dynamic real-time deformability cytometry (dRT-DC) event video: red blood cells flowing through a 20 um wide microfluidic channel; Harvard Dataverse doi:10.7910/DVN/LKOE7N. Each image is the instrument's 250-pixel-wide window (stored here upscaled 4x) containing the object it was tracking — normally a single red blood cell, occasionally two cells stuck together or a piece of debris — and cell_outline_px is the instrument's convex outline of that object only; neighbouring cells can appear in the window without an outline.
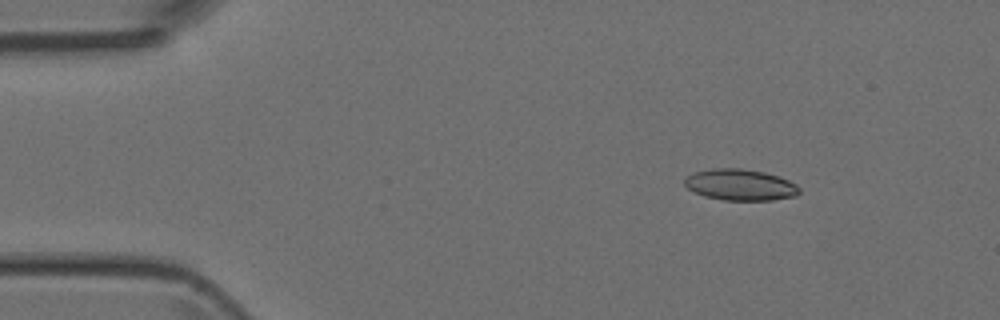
{"species": "Egyptian fruit bat (a non-hibernating species)", "species_latin": "Rousettus aegyptiacus", "temperature_condition": "room temperature", "stored_images_in_passage": 4, "camera_frame_rate_fps": 3000, "um_per_image_px": 0.085, "animal": {"sex": "female"}, "frame": {"image": 1, "passage_image": 2, "time_ms": 1.0, "image_size_px": [1000, 320], "cell_outline_px": [[800, 192], [796, 196], [772, 200], [724, 200], [704, 196], [688, 188], [684, 184], [684, 180], [692, 172], [712, 168], [740, 168], [764, 172], [788, 180], [796, 184], [800, 188]], "centroid_in_image_um": [62.92, 15.7], "position_along_channel_um": 22.1, "area_um2": 20.87}}
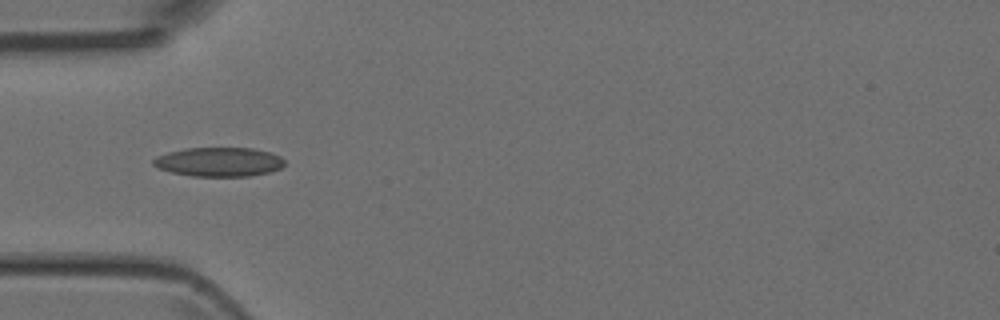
{"frame": {"image": 2, "passage_image": 4, "time_ms": 4.0, "image_size_px": [1000, 320], "cell_outline_px": [[284, 164], [280, 168], [268, 172], [248, 176], [192, 176], [172, 172], [156, 168], [152, 164], [152, 160], [156, 156], [168, 152], [184, 148], [252, 148], [268, 152], [280, 156], [284, 160]], "centroid_in_image_um": [18.56, 13.76], "position_along_channel_um": 66.4, "area_um2": 22.25}}